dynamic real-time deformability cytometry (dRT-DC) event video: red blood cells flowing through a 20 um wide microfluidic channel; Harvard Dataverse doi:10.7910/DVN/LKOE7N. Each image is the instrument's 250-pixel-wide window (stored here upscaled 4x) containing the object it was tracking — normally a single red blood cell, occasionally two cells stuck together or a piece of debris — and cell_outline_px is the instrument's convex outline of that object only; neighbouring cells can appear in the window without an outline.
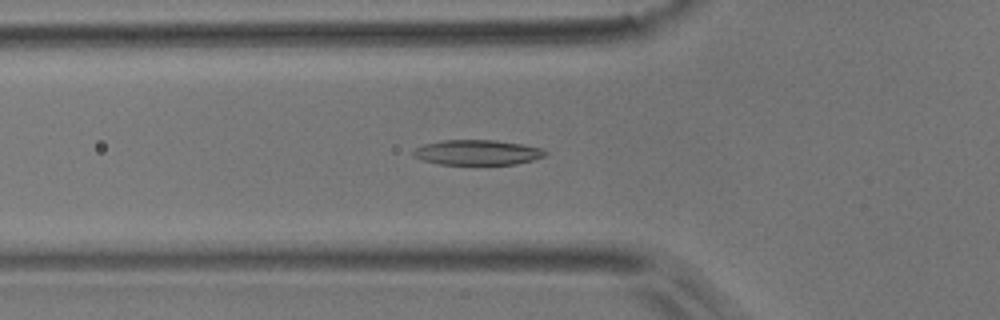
{"species": "common noctule bat (a hibernating species)", "species_latin": "Nyctalus noctula", "temperature_condition": "room temperature", "stored_images_in_passage": 53, "camera_frame_rate_fps": 3000, "um_per_image_px": 0.085, "animal": {"sex": "male", "body_mass_g": 17.9}, "frame": {"image": 1, "passage_image": 18, "time_ms": 5.667, "image_size_px": [1000, 320], "cell_outline_px": [[548, 152], [544, 156], [532, 160], [516, 164], [440, 164], [420, 160], [412, 156], [412, 152], [416, 148], [424, 144], [444, 140], [496, 140], [524, 144], [544, 148]], "centroid_in_image_um": [40.58, 12.95], "position_along_channel_um": 85.2, "area_um2": 19.42}}
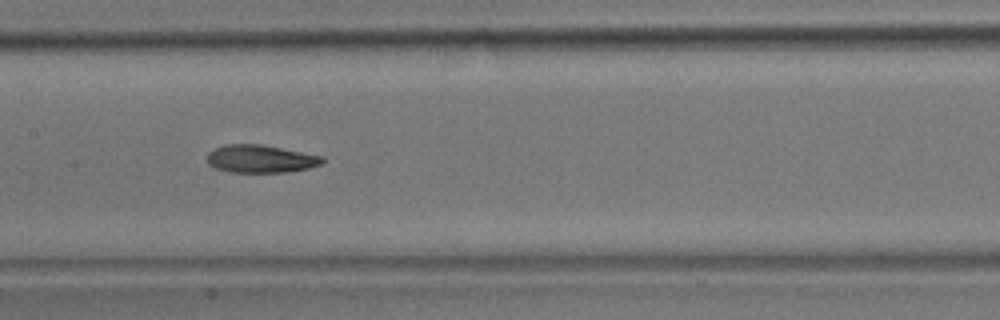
{"frame": {"image": 2, "passage_image": 26, "time_ms": 8.333, "image_size_px": [1000, 320], "cell_outline_px": [[324, 160], [320, 164], [308, 168], [284, 172], [228, 172], [216, 168], [208, 164], [208, 152], [224, 144], [260, 144], [324, 156]], "centroid_in_image_um": [22.13, 13.5], "position_along_channel_um": 185.3, "area_um2": 18.55}}
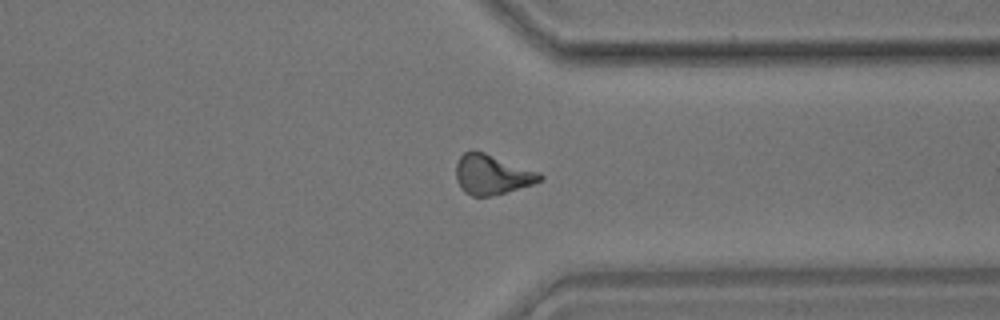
{"frame": {"image": 3, "passage_image": 41, "time_ms": 13.333, "image_size_px": [1000, 320], "cell_outline_px": [[544, 180], [532, 184], [492, 196], [472, 196], [464, 192], [460, 188], [456, 180], [456, 164], [460, 156], [464, 152], [472, 148], [484, 152], [540, 172], [544, 176]], "centroid_in_image_um": [41.8, 14.82], "position_along_channel_um": 369.6, "area_um2": 19.71}, "authors_computed_cell_mechanics": {"area_um2": 19.2474, "velocity_mm_per_s": 3.7158, "shape_relaxation_time_tau1_ms": 9.2769, "shape_relaxation_time_tau2_ms": 5.7966, "deformation_change_tau1": 0.2328, "deformation_change_tau2": 0.152}}